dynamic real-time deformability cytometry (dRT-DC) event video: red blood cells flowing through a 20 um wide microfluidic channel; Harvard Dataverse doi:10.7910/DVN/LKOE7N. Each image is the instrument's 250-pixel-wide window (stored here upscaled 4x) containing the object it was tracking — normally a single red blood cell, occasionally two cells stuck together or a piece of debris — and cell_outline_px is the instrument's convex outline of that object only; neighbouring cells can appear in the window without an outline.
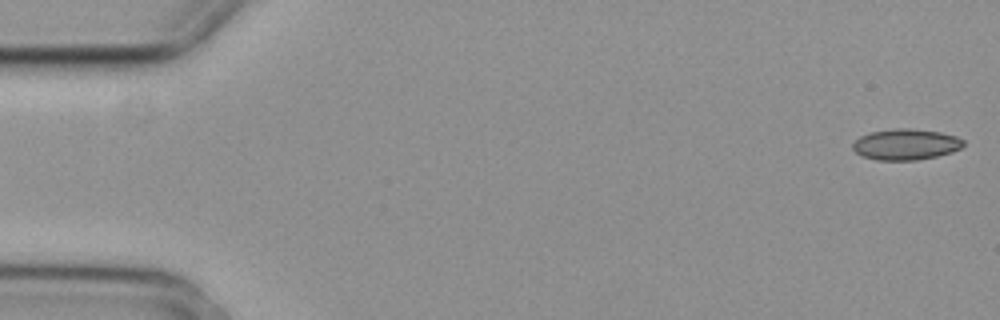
{"species": "common noctule bat (a hibernating species)", "species_latin": "Nyctalus noctula", "temperature_condition": "cold", "stored_images_in_passage": 4, "camera_frame_rate_fps": 3000, "um_per_image_px": 0.085, "animal": {"sex": "female", "body_mass_g": 29.2, "forearm_length_mm": 56.3}, "frame": {"image": 1, "passage_image": 4, "time_ms": 1.0, "image_size_px": [1000, 320], "cell_outline_px": [[964, 144], [960, 148], [952, 152], [936, 156], [916, 160], [876, 160], [860, 156], [852, 148], [852, 144], [860, 136], [872, 132], [892, 128], [908, 128], [940, 132], [956, 136], [964, 140]], "centroid_in_image_um": [76.97, 12.27], "position_along_channel_um": 8.0, "area_um2": 20.0}}